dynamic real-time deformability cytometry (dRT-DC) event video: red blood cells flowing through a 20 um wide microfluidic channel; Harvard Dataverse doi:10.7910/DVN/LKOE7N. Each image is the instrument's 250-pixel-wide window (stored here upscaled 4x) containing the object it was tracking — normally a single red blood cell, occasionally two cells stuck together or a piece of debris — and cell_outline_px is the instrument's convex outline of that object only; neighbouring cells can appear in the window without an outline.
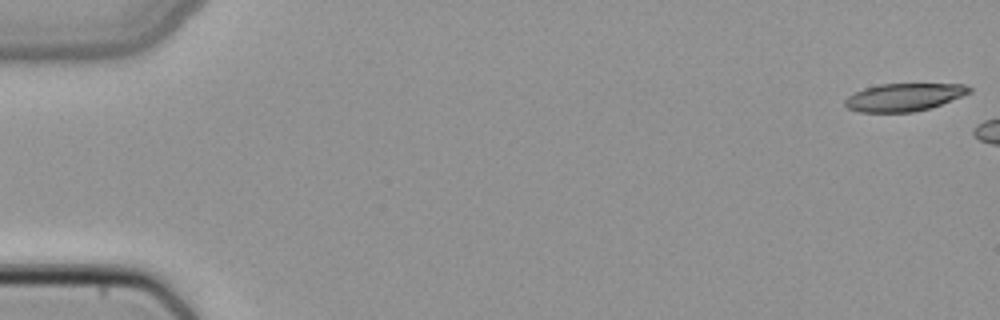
{"species": "common noctule bat (a hibernating species)", "species_latin": "Nyctalus noctula", "temperature_condition": "cold", "stored_images_in_passage": 6, "camera_frame_rate_fps": 3000, "um_per_image_px": 0.085, "animal": {"sex": "female", "body_mass_g": 22.7, "forearm_length_mm": 54.2}, "frame": {"image": 1, "passage_image": 1, "time_ms": 0.0, "image_size_px": [1000, 320], "cell_outline_px": [[972, 92], [940, 104], [928, 108], [912, 112], [860, 112], [848, 108], [844, 104], [844, 100], [848, 96], [864, 88], [880, 84], [964, 84], [972, 88]], "centroid_in_image_um": [76.82, 8.25], "position_along_channel_um": 8.2, "area_um2": 19.88}}